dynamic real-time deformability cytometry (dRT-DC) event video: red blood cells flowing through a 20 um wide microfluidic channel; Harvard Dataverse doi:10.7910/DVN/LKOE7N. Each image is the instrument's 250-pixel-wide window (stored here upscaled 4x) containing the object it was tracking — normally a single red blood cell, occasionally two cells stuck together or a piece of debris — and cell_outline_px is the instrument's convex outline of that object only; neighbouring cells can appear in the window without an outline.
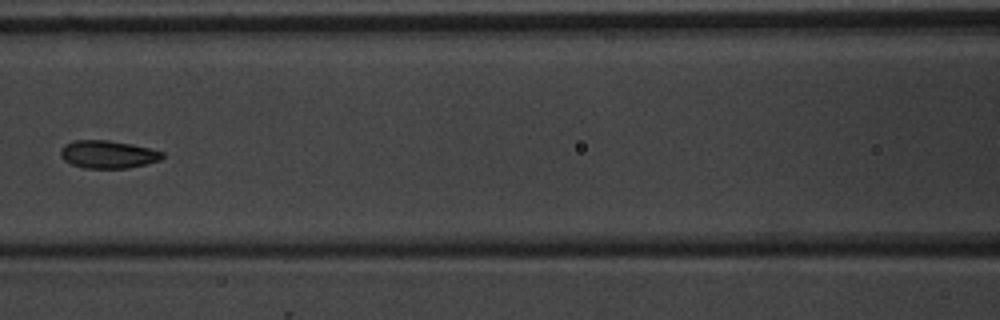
{"species": "common noctule bat (a hibernating species)", "species_latin": "Nyctalus noctula", "temperature_condition": "warm", "stored_images_in_passage": 11, "camera_frame_rate_fps": 3000, "um_per_image_px": 0.085, "animal": {"sex": "male", "body_mass_g": 20.1, "forearm_length_mm": 53.5}, "frame": {"image": 1, "passage_image": 7, "time_ms": 8.0, "image_size_px": [1000, 320], "cell_outline_px": [[164, 156], [160, 160], [128, 168], [84, 168], [72, 164], [64, 160], [60, 156], [60, 148], [64, 144], [72, 140], [108, 140], [132, 144], [164, 152]], "centroid_in_image_um": [9.14, 13.11], "position_along_channel_um": 157.5, "area_um2": 16.53}}
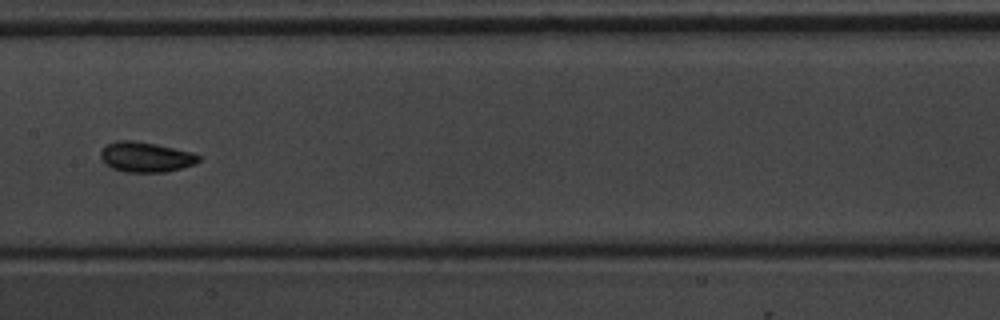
{"frame": {"image": 2, "passage_image": 8, "time_ms": 9.0, "image_size_px": [1000, 320], "cell_outline_px": [[200, 160], [196, 164], [168, 172], [124, 172], [112, 168], [104, 164], [100, 156], [100, 152], [108, 144], [116, 140], [132, 140], [156, 144], [192, 152], [200, 156]], "centroid_in_image_um": [12.39, 13.35], "position_along_channel_um": 195.0, "area_um2": 17.34}}
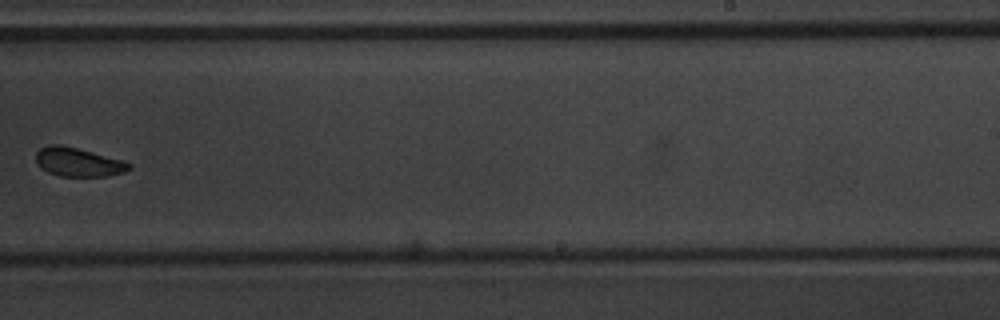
{"frame": {"image": 3, "passage_image": 10, "time_ms": 11.333, "image_size_px": [1000, 320], "cell_outline_px": [[132, 168], [124, 172], [108, 176], [60, 176], [48, 172], [40, 168], [36, 164], [36, 152], [40, 148], [52, 144], [60, 144], [124, 160], [132, 164]], "centroid_in_image_um": [6.65, 13.78], "position_along_channel_um": 282.3, "area_um2": 15.72}}